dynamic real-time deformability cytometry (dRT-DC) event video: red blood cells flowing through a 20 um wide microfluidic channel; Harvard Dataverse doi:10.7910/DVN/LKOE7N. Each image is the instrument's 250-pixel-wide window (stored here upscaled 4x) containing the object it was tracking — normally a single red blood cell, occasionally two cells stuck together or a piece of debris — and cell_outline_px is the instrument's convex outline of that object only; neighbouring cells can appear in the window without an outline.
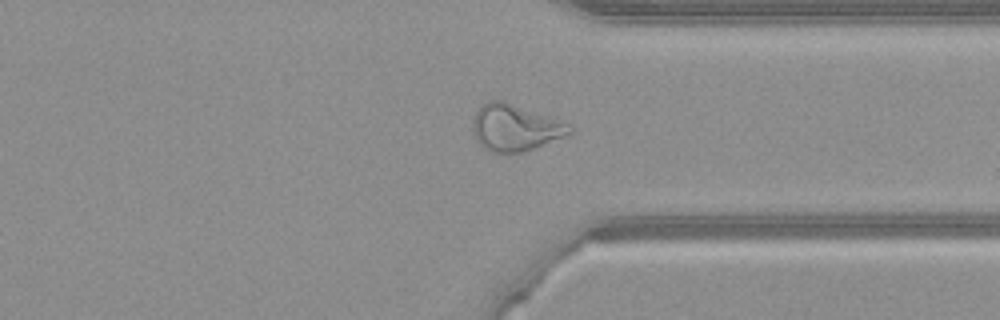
{"species": "common noctule bat (a hibernating species)", "species_latin": "Nyctalus noctula", "temperature_condition": "warm", "stored_images_in_passage": 51, "camera_frame_rate_fps": 3000, "um_per_image_px": 0.085, "animal": {"sex": "female", "body_mass_g": 21.9}, "frame": {"image": 1, "passage_image": 38, "time_ms": 12.333, "image_size_px": [1000, 320], "cell_outline_px": [[572, 132], [564, 136], [532, 148], [520, 152], [492, 152], [484, 148], [476, 140], [472, 128], [472, 120], [476, 112], [488, 100], [504, 100], [568, 124], [572, 128]], "centroid_in_image_um": [43.72, 10.84], "position_along_channel_um": 367.7, "area_um2": 25.66}}
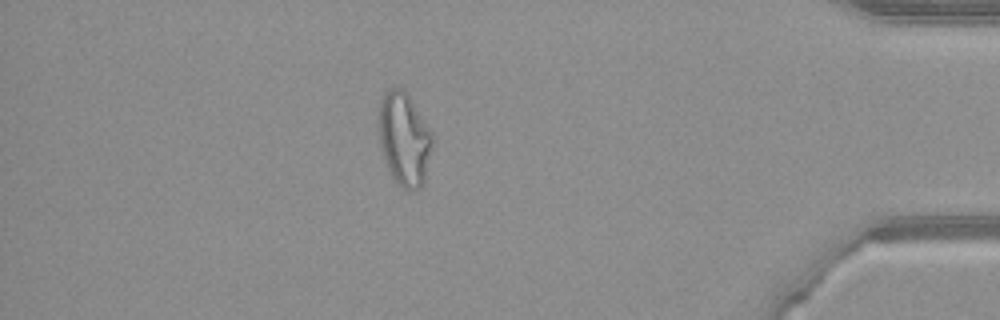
{"frame": {"image": 2, "passage_image": 44, "time_ms": 14.333, "image_size_px": [1000, 320], "cell_outline_px": [[432, 148], [424, 184], [420, 188], [412, 192], [408, 192], [392, 176], [384, 156], [380, 144], [376, 120], [376, 116], [380, 100], [384, 92], [388, 88], [404, 88], [432, 132]], "centroid_in_image_um": [34.34, 11.78], "position_along_channel_um": 400.9, "area_um2": 29.59}}